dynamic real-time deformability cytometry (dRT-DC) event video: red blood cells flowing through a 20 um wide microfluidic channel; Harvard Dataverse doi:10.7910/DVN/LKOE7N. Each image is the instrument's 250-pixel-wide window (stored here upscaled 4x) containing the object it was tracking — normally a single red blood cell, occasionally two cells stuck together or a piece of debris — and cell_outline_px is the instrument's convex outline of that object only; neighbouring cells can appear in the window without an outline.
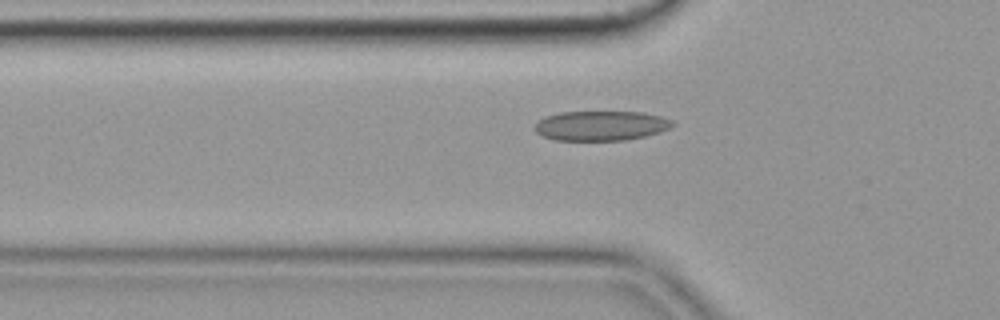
{"species": "common noctule bat (a hibernating species)", "species_latin": "Nyctalus noctula", "temperature_condition": "cold", "stored_images_in_passage": 46, "camera_frame_rate_fps": 3000, "um_per_image_px": 0.085, "animal": {"sex": "female", "body_mass_g": 19.9}, "frame": {"image": 1, "passage_image": 11, "time_ms": 3.333, "image_size_px": [1000, 320], "cell_outline_px": [[676, 124], [660, 132], [644, 136], [624, 140], [552, 140], [536, 132], [532, 128], [544, 116], [560, 112], [644, 112], [660, 116], [672, 120]], "centroid_in_image_um": [51.06, 10.68], "position_along_channel_um": 74.7, "area_um2": 23.87}}
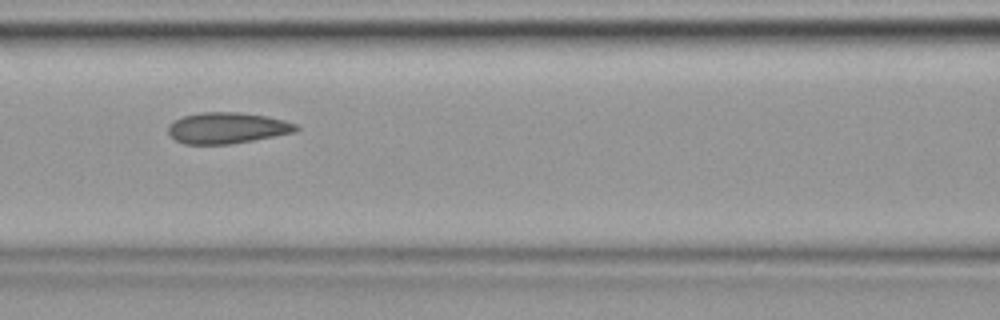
{"frame": {"image": 2, "passage_image": 17, "time_ms": 5.333, "image_size_px": [1000, 320], "cell_outline_px": [[300, 128], [296, 132], [232, 144], [184, 144], [176, 140], [168, 132], [168, 124], [184, 116], [200, 112], [240, 112], [268, 116], [284, 120], [296, 124]], "centroid_in_image_um": [19.33, 10.87], "position_along_channel_um": 147.3, "area_um2": 23.24}}
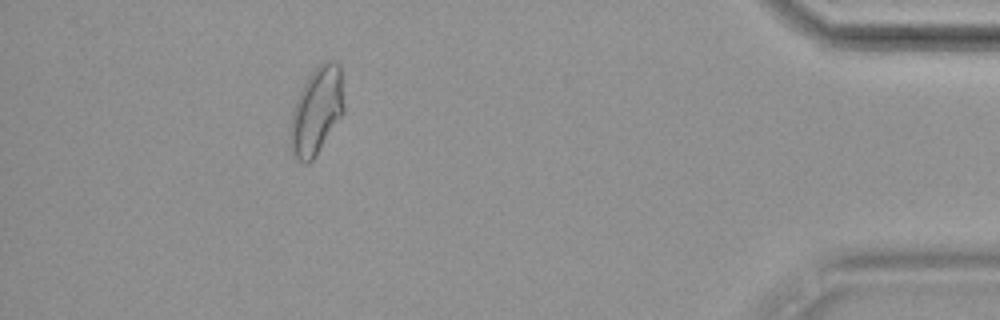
{"frame": {"image": 3, "passage_image": 43, "time_ms": 14.0, "image_size_px": [1000, 320], "cell_outline_px": [[344, 112], [316, 156], [308, 164], [304, 164], [296, 160], [292, 156], [288, 144], [288, 140], [292, 112], [296, 100], [308, 76], [320, 64], [328, 60], [336, 60], [340, 64], [344, 104]], "centroid_in_image_um": [26.89, 9.48], "position_along_channel_um": 408.3, "area_um2": 27.69}, "authors_computed_cell_mechanics": {"area_um2": 23.7847, "velocity_mm_per_s": 3.6038, "shape_relaxation_time_tau1_ms": null, "shape_relaxation_time_tau2_ms": 2.2367, "deformation_change_tau1": null, "deformation_change_tau2": 0.0813}}